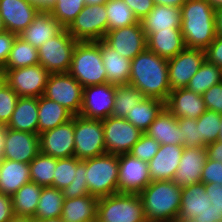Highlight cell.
<instances>
[{
    "mask_svg": "<svg viewBox=\"0 0 222 222\" xmlns=\"http://www.w3.org/2000/svg\"><path fill=\"white\" fill-rule=\"evenodd\" d=\"M108 31L140 23L123 0H109L105 4Z\"/></svg>",
    "mask_w": 222,
    "mask_h": 222,
    "instance_id": "40",
    "label": "cell"
},
{
    "mask_svg": "<svg viewBox=\"0 0 222 222\" xmlns=\"http://www.w3.org/2000/svg\"><path fill=\"white\" fill-rule=\"evenodd\" d=\"M64 200L62 190L51 186L42 187L41 196L33 218L46 219L61 217Z\"/></svg>",
    "mask_w": 222,
    "mask_h": 222,
    "instance_id": "36",
    "label": "cell"
},
{
    "mask_svg": "<svg viewBox=\"0 0 222 222\" xmlns=\"http://www.w3.org/2000/svg\"><path fill=\"white\" fill-rule=\"evenodd\" d=\"M211 206L205 192V184L200 182L182 187L180 211L176 222H190Z\"/></svg>",
    "mask_w": 222,
    "mask_h": 222,
    "instance_id": "24",
    "label": "cell"
},
{
    "mask_svg": "<svg viewBox=\"0 0 222 222\" xmlns=\"http://www.w3.org/2000/svg\"><path fill=\"white\" fill-rule=\"evenodd\" d=\"M109 0H85L86 5H101L106 4Z\"/></svg>",
    "mask_w": 222,
    "mask_h": 222,
    "instance_id": "61",
    "label": "cell"
},
{
    "mask_svg": "<svg viewBox=\"0 0 222 222\" xmlns=\"http://www.w3.org/2000/svg\"><path fill=\"white\" fill-rule=\"evenodd\" d=\"M74 115L43 95L38 98V135L71 120Z\"/></svg>",
    "mask_w": 222,
    "mask_h": 222,
    "instance_id": "32",
    "label": "cell"
},
{
    "mask_svg": "<svg viewBox=\"0 0 222 222\" xmlns=\"http://www.w3.org/2000/svg\"><path fill=\"white\" fill-rule=\"evenodd\" d=\"M41 222H63L61 217L41 219Z\"/></svg>",
    "mask_w": 222,
    "mask_h": 222,
    "instance_id": "65",
    "label": "cell"
},
{
    "mask_svg": "<svg viewBox=\"0 0 222 222\" xmlns=\"http://www.w3.org/2000/svg\"><path fill=\"white\" fill-rule=\"evenodd\" d=\"M17 34L9 31L0 33V68H3L11 52Z\"/></svg>",
    "mask_w": 222,
    "mask_h": 222,
    "instance_id": "50",
    "label": "cell"
},
{
    "mask_svg": "<svg viewBox=\"0 0 222 222\" xmlns=\"http://www.w3.org/2000/svg\"><path fill=\"white\" fill-rule=\"evenodd\" d=\"M219 140L222 141V113H220V131H219Z\"/></svg>",
    "mask_w": 222,
    "mask_h": 222,
    "instance_id": "66",
    "label": "cell"
},
{
    "mask_svg": "<svg viewBox=\"0 0 222 222\" xmlns=\"http://www.w3.org/2000/svg\"><path fill=\"white\" fill-rule=\"evenodd\" d=\"M180 11L185 47L205 50L216 37L215 8L208 0H187Z\"/></svg>",
    "mask_w": 222,
    "mask_h": 222,
    "instance_id": "2",
    "label": "cell"
},
{
    "mask_svg": "<svg viewBox=\"0 0 222 222\" xmlns=\"http://www.w3.org/2000/svg\"><path fill=\"white\" fill-rule=\"evenodd\" d=\"M222 213H219L211 204L208 209L191 220V222H220Z\"/></svg>",
    "mask_w": 222,
    "mask_h": 222,
    "instance_id": "55",
    "label": "cell"
},
{
    "mask_svg": "<svg viewBox=\"0 0 222 222\" xmlns=\"http://www.w3.org/2000/svg\"><path fill=\"white\" fill-rule=\"evenodd\" d=\"M200 140L205 144H210L219 140L220 114L206 110L197 120Z\"/></svg>",
    "mask_w": 222,
    "mask_h": 222,
    "instance_id": "42",
    "label": "cell"
},
{
    "mask_svg": "<svg viewBox=\"0 0 222 222\" xmlns=\"http://www.w3.org/2000/svg\"><path fill=\"white\" fill-rule=\"evenodd\" d=\"M14 217L12 196L0 192V222H8Z\"/></svg>",
    "mask_w": 222,
    "mask_h": 222,
    "instance_id": "54",
    "label": "cell"
},
{
    "mask_svg": "<svg viewBox=\"0 0 222 222\" xmlns=\"http://www.w3.org/2000/svg\"><path fill=\"white\" fill-rule=\"evenodd\" d=\"M42 186L30 181L12 195L15 217H34L41 196Z\"/></svg>",
    "mask_w": 222,
    "mask_h": 222,
    "instance_id": "33",
    "label": "cell"
},
{
    "mask_svg": "<svg viewBox=\"0 0 222 222\" xmlns=\"http://www.w3.org/2000/svg\"><path fill=\"white\" fill-rule=\"evenodd\" d=\"M105 4L85 5L67 28L78 42L103 40L108 32Z\"/></svg>",
    "mask_w": 222,
    "mask_h": 222,
    "instance_id": "9",
    "label": "cell"
},
{
    "mask_svg": "<svg viewBox=\"0 0 222 222\" xmlns=\"http://www.w3.org/2000/svg\"><path fill=\"white\" fill-rule=\"evenodd\" d=\"M207 159L206 147H184L173 181L180 187L200 183L203 166Z\"/></svg>",
    "mask_w": 222,
    "mask_h": 222,
    "instance_id": "22",
    "label": "cell"
},
{
    "mask_svg": "<svg viewBox=\"0 0 222 222\" xmlns=\"http://www.w3.org/2000/svg\"><path fill=\"white\" fill-rule=\"evenodd\" d=\"M83 88L68 72L51 73L43 96L56 101L76 116L81 111Z\"/></svg>",
    "mask_w": 222,
    "mask_h": 222,
    "instance_id": "10",
    "label": "cell"
},
{
    "mask_svg": "<svg viewBox=\"0 0 222 222\" xmlns=\"http://www.w3.org/2000/svg\"><path fill=\"white\" fill-rule=\"evenodd\" d=\"M85 5V0H56L48 11L63 28H68Z\"/></svg>",
    "mask_w": 222,
    "mask_h": 222,
    "instance_id": "41",
    "label": "cell"
},
{
    "mask_svg": "<svg viewBox=\"0 0 222 222\" xmlns=\"http://www.w3.org/2000/svg\"><path fill=\"white\" fill-rule=\"evenodd\" d=\"M183 150V145H160L158 152L148 162L151 181L173 180Z\"/></svg>",
    "mask_w": 222,
    "mask_h": 222,
    "instance_id": "20",
    "label": "cell"
},
{
    "mask_svg": "<svg viewBox=\"0 0 222 222\" xmlns=\"http://www.w3.org/2000/svg\"><path fill=\"white\" fill-rule=\"evenodd\" d=\"M5 31V28H4V25H3V22H2V18L0 16V33L4 32Z\"/></svg>",
    "mask_w": 222,
    "mask_h": 222,
    "instance_id": "67",
    "label": "cell"
},
{
    "mask_svg": "<svg viewBox=\"0 0 222 222\" xmlns=\"http://www.w3.org/2000/svg\"><path fill=\"white\" fill-rule=\"evenodd\" d=\"M221 83V70L215 64L209 63L206 59L199 70L190 79L187 89L202 95L211 86Z\"/></svg>",
    "mask_w": 222,
    "mask_h": 222,
    "instance_id": "38",
    "label": "cell"
},
{
    "mask_svg": "<svg viewBox=\"0 0 222 222\" xmlns=\"http://www.w3.org/2000/svg\"><path fill=\"white\" fill-rule=\"evenodd\" d=\"M18 98L19 96L6 83L0 88V125L8 124Z\"/></svg>",
    "mask_w": 222,
    "mask_h": 222,
    "instance_id": "46",
    "label": "cell"
},
{
    "mask_svg": "<svg viewBox=\"0 0 222 222\" xmlns=\"http://www.w3.org/2000/svg\"><path fill=\"white\" fill-rule=\"evenodd\" d=\"M37 5L41 10H49L56 0H28Z\"/></svg>",
    "mask_w": 222,
    "mask_h": 222,
    "instance_id": "59",
    "label": "cell"
},
{
    "mask_svg": "<svg viewBox=\"0 0 222 222\" xmlns=\"http://www.w3.org/2000/svg\"><path fill=\"white\" fill-rule=\"evenodd\" d=\"M201 182L204 184L213 182L222 185V162L207 159L203 166Z\"/></svg>",
    "mask_w": 222,
    "mask_h": 222,
    "instance_id": "49",
    "label": "cell"
},
{
    "mask_svg": "<svg viewBox=\"0 0 222 222\" xmlns=\"http://www.w3.org/2000/svg\"><path fill=\"white\" fill-rule=\"evenodd\" d=\"M205 59L212 64L222 67V38L215 37L205 49Z\"/></svg>",
    "mask_w": 222,
    "mask_h": 222,
    "instance_id": "51",
    "label": "cell"
},
{
    "mask_svg": "<svg viewBox=\"0 0 222 222\" xmlns=\"http://www.w3.org/2000/svg\"><path fill=\"white\" fill-rule=\"evenodd\" d=\"M106 152L114 155L130 153L143 132L125 118L102 119Z\"/></svg>",
    "mask_w": 222,
    "mask_h": 222,
    "instance_id": "12",
    "label": "cell"
},
{
    "mask_svg": "<svg viewBox=\"0 0 222 222\" xmlns=\"http://www.w3.org/2000/svg\"><path fill=\"white\" fill-rule=\"evenodd\" d=\"M115 99V85L104 83L83 88V103L79 116L105 119L111 116Z\"/></svg>",
    "mask_w": 222,
    "mask_h": 222,
    "instance_id": "15",
    "label": "cell"
},
{
    "mask_svg": "<svg viewBox=\"0 0 222 222\" xmlns=\"http://www.w3.org/2000/svg\"><path fill=\"white\" fill-rule=\"evenodd\" d=\"M101 55L106 70L107 81L112 85L129 84L131 60L101 40Z\"/></svg>",
    "mask_w": 222,
    "mask_h": 222,
    "instance_id": "27",
    "label": "cell"
},
{
    "mask_svg": "<svg viewBox=\"0 0 222 222\" xmlns=\"http://www.w3.org/2000/svg\"><path fill=\"white\" fill-rule=\"evenodd\" d=\"M220 70H221V82H222V67L220 68Z\"/></svg>",
    "mask_w": 222,
    "mask_h": 222,
    "instance_id": "69",
    "label": "cell"
},
{
    "mask_svg": "<svg viewBox=\"0 0 222 222\" xmlns=\"http://www.w3.org/2000/svg\"><path fill=\"white\" fill-rule=\"evenodd\" d=\"M205 192L213 207L222 213V185L213 182L205 184Z\"/></svg>",
    "mask_w": 222,
    "mask_h": 222,
    "instance_id": "53",
    "label": "cell"
},
{
    "mask_svg": "<svg viewBox=\"0 0 222 222\" xmlns=\"http://www.w3.org/2000/svg\"><path fill=\"white\" fill-rule=\"evenodd\" d=\"M155 5H165L181 8L187 0H152Z\"/></svg>",
    "mask_w": 222,
    "mask_h": 222,
    "instance_id": "58",
    "label": "cell"
},
{
    "mask_svg": "<svg viewBox=\"0 0 222 222\" xmlns=\"http://www.w3.org/2000/svg\"><path fill=\"white\" fill-rule=\"evenodd\" d=\"M182 187L173 180L151 181L138 195L147 222H176Z\"/></svg>",
    "mask_w": 222,
    "mask_h": 222,
    "instance_id": "3",
    "label": "cell"
},
{
    "mask_svg": "<svg viewBox=\"0 0 222 222\" xmlns=\"http://www.w3.org/2000/svg\"><path fill=\"white\" fill-rule=\"evenodd\" d=\"M5 127L38 134V97H19L15 110Z\"/></svg>",
    "mask_w": 222,
    "mask_h": 222,
    "instance_id": "26",
    "label": "cell"
},
{
    "mask_svg": "<svg viewBox=\"0 0 222 222\" xmlns=\"http://www.w3.org/2000/svg\"><path fill=\"white\" fill-rule=\"evenodd\" d=\"M86 159L82 160L76 167L75 178L70 185L62 189L64 198L73 199L89 194L86 182Z\"/></svg>",
    "mask_w": 222,
    "mask_h": 222,
    "instance_id": "45",
    "label": "cell"
},
{
    "mask_svg": "<svg viewBox=\"0 0 222 222\" xmlns=\"http://www.w3.org/2000/svg\"><path fill=\"white\" fill-rule=\"evenodd\" d=\"M29 222H41V219H36V218H30L29 217Z\"/></svg>",
    "mask_w": 222,
    "mask_h": 222,
    "instance_id": "68",
    "label": "cell"
},
{
    "mask_svg": "<svg viewBox=\"0 0 222 222\" xmlns=\"http://www.w3.org/2000/svg\"><path fill=\"white\" fill-rule=\"evenodd\" d=\"M208 159L222 162V141L217 140L206 146Z\"/></svg>",
    "mask_w": 222,
    "mask_h": 222,
    "instance_id": "56",
    "label": "cell"
},
{
    "mask_svg": "<svg viewBox=\"0 0 222 222\" xmlns=\"http://www.w3.org/2000/svg\"><path fill=\"white\" fill-rule=\"evenodd\" d=\"M97 203L98 199L90 194L65 198L61 219L63 222H97Z\"/></svg>",
    "mask_w": 222,
    "mask_h": 222,
    "instance_id": "29",
    "label": "cell"
},
{
    "mask_svg": "<svg viewBox=\"0 0 222 222\" xmlns=\"http://www.w3.org/2000/svg\"><path fill=\"white\" fill-rule=\"evenodd\" d=\"M181 11L178 7L155 5L140 23L148 36L150 33L164 30H181Z\"/></svg>",
    "mask_w": 222,
    "mask_h": 222,
    "instance_id": "25",
    "label": "cell"
},
{
    "mask_svg": "<svg viewBox=\"0 0 222 222\" xmlns=\"http://www.w3.org/2000/svg\"><path fill=\"white\" fill-rule=\"evenodd\" d=\"M41 9L28 0H0V16L6 31L21 33Z\"/></svg>",
    "mask_w": 222,
    "mask_h": 222,
    "instance_id": "19",
    "label": "cell"
},
{
    "mask_svg": "<svg viewBox=\"0 0 222 222\" xmlns=\"http://www.w3.org/2000/svg\"><path fill=\"white\" fill-rule=\"evenodd\" d=\"M40 152L54 158L74 156V117L54 129L39 134Z\"/></svg>",
    "mask_w": 222,
    "mask_h": 222,
    "instance_id": "17",
    "label": "cell"
},
{
    "mask_svg": "<svg viewBox=\"0 0 222 222\" xmlns=\"http://www.w3.org/2000/svg\"><path fill=\"white\" fill-rule=\"evenodd\" d=\"M145 134L155 139L160 145H181V134L177 118L166 108L151 123Z\"/></svg>",
    "mask_w": 222,
    "mask_h": 222,
    "instance_id": "31",
    "label": "cell"
},
{
    "mask_svg": "<svg viewBox=\"0 0 222 222\" xmlns=\"http://www.w3.org/2000/svg\"><path fill=\"white\" fill-rule=\"evenodd\" d=\"M77 42L67 28H64L37 49L39 64L50 73L69 72Z\"/></svg>",
    "mask_w": 222,
    "mask_h": 222,
    "instance_id": "8",
    "label": "cell"
},
{
    "mask_svg": "<svg viewBox=\"0 0 222 222\" xmlns=\"http://www.w3.org/2000/svg\"><path fill=\"white\" fill-rule=\"evenodd\" d=\"M31 181L29 164L15 160H0V192L12 196Z\"/></svg>",
    "mask_w": 222,
    "mask_h": 222,
    "instance_id": "28",
    "label": "cell"
},
{
    "mask_svg": "<svg viewBox=\"0 0 222 222\" xmlns=\"http://www.w3.org/2000/svg\"><path fill=\"white\" fill-rule=\"evenodd\" d=\"M68 73L83 87L107 83L101 40L77 42Z\"/></svg>",
    "mask_w": 222,
    "mask_h": 222,
    "instance_id": "4",
    "label": "cell"
},
{
    "mask_svg": "<svg viewBox=\"0 0 222 222\" xmlns=\"http://www.w3.org/2000/svg\"><path fill=\"white\" fill-rule=\"evenodd\" d=\"M8 222H29V217H14Z\"/></svg>",
    "mask_w": 222,
    "mask_h": 222,
    "instance_id": "63",
    "label": "cell"
},
{
    "mask_svg": "<svg viewBox=\"0 0 222 222\" xmlns=\"http://www.w3.org/2000/svg\"><path fill=\"white\" fill-rule=\"evenodd\" d=\"M57 158L41 152L29 163L31 181L42 187H53Z\"/></svg>",
    "mask_w": 222,
    "mask_h": 222,
    "instance_id": "39",
    "label": "cell"
},
{
    "mask_svg": "<svg viewBox=\"0 0 222 222\" xmlns=\"http://www.w3.org/2000/svg\"><path fill=\"white\" fill-rule=\"evenodd\" d=\"M40 153L39 135L5 127L3 159L29 164Z\"/></svg>",
    "mask_w": 222,
    "mask_h": 222,
    "instance_id": "18",
    "label": "cell"
},
{
    "mask_svg": "<svg viewBox=\"0 0 222 222\" xmlns=\"http://www.w3.org/2000/svg\"><path fill=\"white\" fill-rule=\"evenodd\" d=\"M4 137H5V126L0 125V160L2 159L3 156Z\"/></svg>",
    "mask_w": 222,
    "mask_h": 222,
    "instance_id": "60",
    "label": "cell"
},
{
    "mask_svg": "<svg viewBox=\"0 0 222 222\" xmlns=\"http://www.w3.org/2000/svg\"><path fill=\"white\" fill-rule=\"evenodd\" d=\"M208 1L214 8L222 6V0H208Z\"/></svg>",
    "mask_w": 222,
    "mask_h": 222,
    "instance_id": "64",
    "label": "cell"
},
{
    "mask_svg": "<svg viewBox=\"0 0 222 222\" xmlns=\"http://www.w3.org/2000/svg\"><path fill=\"white\" fill-rule=\"evenodd\" d=\"M159 147L160 144L155 139L143 133L129 154L148 163L158 152Z\"/></svg>",
    "mask_w": 222,
    "mask_h": 222,
    "instance_id": "47",
    "label": "cell"
},
{
    "mask_svg": "<svg viewBox=\"0 0 222 222\" xmlns=\"http://www.w3.org/2000/svg\"><path fill=\"white\" fill-rule=\"evenodd\" d=\"M118 170V155L105 153L86 159L89 194L99 199L119 193Z\"/></svg>",
    "mask_w": 222,
    "mask_h": 222,
    "instance_id": "5",
    "label": "cell"
},
{
    "mask_svg": "<svg viewBox=\"0 0 222 222\" xmlns=\"http://www.w3.org/2000/svg\"><path fill=\"white\" fill-rule=\"evenodd\" d=\"M81 161L75 156L57 159L53 187L62 190L69 186L75 178L76 167Z\"/></svg>",
    "mask_w": 222,
    "mask_h": 222,
    "instance_id": "43",
    "label": "cell"
},
{
    "mask_svg": "<svg viewBox=\"0 0 222 222\" xmlns=\"http://www.w3.org/2000/svg\"><path fill=\"white\" fill-rule=\"evenodd\" d=\"M207 110L222 113V82L202 94Z\"/></svg>",
    "mask_w": 222,
    "mask_h": 222,
    "instance_id": "48",
    "label": "cell"
},
{
    "mask_svg": "<svg viewBox=\"0 0 222 222\" xmlns=\"http://www.w3.org/2000/svg\"><path fill=\"white\" fill-rule=\"evenodd\" d=\"M63 29L48 10H40L32 23L19 33L18 36L38 49L43 43L58 35Z\"/></svg>",
    "mask_w": 222,
    "mask_h": 222,
    "instance_id": "23",
    "label": "cell"
},
{
    "mask_svg": "<svg viewBox=\"0 0 222 222\" xmlns=\"http://www.w3.org/2000/svg\"><path fill=\"white\" fill-rule=\"evenodd\" d=\"M164 108L165 102L153 98H143L137 105H134L125 119L145 133Z\"/></svg>",
    "mask_w": 222,
    "mask_h": 222,
    "instance_id": "34",
    "label": "cell"
},
{
    "mask_svg": "<svg viewBox=\"0 0 222 222\" xmlns=\"http://www.w3.org/2000/svg\"><path fill=\"white\" fill-rule=\"evenodd\" d=\"M147 48L166 59L175 57L185 48L181 30H164L150 33L147 36Z\"/></svg>",
    "mask_w": 222,
    "mask_h": 222,
    "instance_id": "30",
    "label": "cell"
},
{
    "mask_svg": "<svg viewBox=\"0 0 222 222\" xmlns=\"http://www.w3.org/2000/svg\"><path fill=\"white\" fill-rule=\"evenodd\" d=\"M6 83V75L2 68H0V88Z\"/></svg>",
    "mask_w": 222,
    "mask_h": 222,
    "instance_id": "62",
    "label": "cell"
},
{
    "mask_svg": "<svg viewBox=\"0 0 222 222\" xmlns=\"http://www.w3.org/2000/svg\"><path fill=\"white\" fill-rule=\"evenodd\" d=\"M103 40L130 60L147 48V36L141 23L110 30Z\"/></svg>",
    "mask_w": 222,
    "mask_h": 222,
    "instance_id": "16",
    "label": "cell"
},
{
    "mask_svg": "<svg viewBox=\"0 0 222 222\" xmlns=\"http://www.w3.org/2000/svg\"><path fill=\"white\" fill-rule=\"evenodd\" d=\"M119 193L139 194L150 182L148 163L131 154L118 155Z\"/></svg>",
    "mask_w": 222,
    "mask_h": 222,
    "instance_id": "14",
    "label": "cell"
},
{
    "mask_svg": "<svg viewBox=\"0 0 222 222\" xmlns=\"http://www.w3.org/2000/svg\"><path fill=\"white\" fill-rule=\"evenodd\" d=\"M165 108L176 118L186 117L196 120L207 110L202 95L186 87L171 90Z\"/></svg>",
    "mask_w": 222,
    "mask_h": 222,
    "instance_id": "21",
    "label": "cell"
},
{
    "mask_svg": "<svg viewBox=\"0 0 222 222\" xmlns=\"http://www.w3.org/2000/svg\"><path fill=\"white\" fill-rule=\"evenodd\" d=\"M216 37L222 38V6L215 8Z\"/></svg>",
    "mask_w": 222,
    "mask_h": 222,
    "instance_id": "57",
    "label": "cell"
},
{
    "mask_svg": "<svg viewBox=\"0 0 222 222\" xmlns=\"http://www.w3.org/2000/svg\"><path fill=\"white\" fill-rule=\"evenodd\" d=\"M143 98V94L130 84L115 85V99L111 116L126 118L134 105H137Z\"/></svg>",
    "mask_w": 222,
    "mask_h": 222,
    "instance_id": "37",
    "label": "cell"
},
{
    "mask_svg": "<svg viewBox=\"0 0 222 222\" xmlns=\"http://www.w3.org/2000/svg\"><path fill=\"white\" fill-rule=\"evenodd\" d=\"M140 21L154 8L152 0H123Z\"/></svg>",
    "mask_w": 222,
    "mask_h": 222,
    "instance_id": "52",
    "label": "cell"
},
{
    "mask_svg": "<svg viewBox=\"0 0 222 222\" xmlns=\"http://www.w3.org/2000/svg\"><path fill=\"white\" fill-rule=\"evenodd\" d=\"M177 122L181 134V145L187 148H197L206 146L200 140L196 119L180 117L177 118Z\"/></svg>",
    "mask_w": 222,
    "mask_h": 222,
    "instance_id": "44",
    "label": "cell"
},
{
    "mask_svg": "<svg viewBox=\"0 0 222 222\" xmlns=\"http://www.w3.org/2000/svg\"><path fill=\"white\" fill-rule=\"evenodd\" d=\"M74 156L79 160L107 153L104 143L102 119L74 116Z\"/></svg>",
    "mask_w": 222,
    "mask_h": 222,
    "instance_id": "7",
    "label": "cell"
},
{
    "mask_svg": "<svg viewBox=\"0 0 222 222\" xmlns=\"http://www.w3.org/2000/svg\"><path fill=\"white\" fill-rule=\"evenodd\" d=\"M3 71L6 75V84L19 97L42 96L51 74L40 64Z\"/></svg>",
    "mask_w": 222,
    "mask_h": 222,
    "instance_id": "11",
    "label": "cell"
},
{
    "mask_svg": "<svg viewBox=\"0 0 222 222\" xmlns=\"http://www.w3.org/2000/svg\"><path fill=\"white\" fill-rule=\"evenodd\" d=\"M129 84L136 87L144 98L166 103L171 92L168 59L146 48L131 60Z\"/></svg>",
    "mask_w": 222,
    "mask_h": 222,
    "instance_id": "1",
    "label": "cell"
},
{
    "mask_svg": "<svg viewBox=\"0 0 222 222\" xmlns=\"http://www.w3.org/2000/svg\"><path fill=\"white\" fill-rule=\"evenodd\" d=\"M204 61L205 50L187 47L168 59L170 89L185 88Z\"/></svg>",
    "mask_w": 222,
    "mask_h": 222,
    "instance_id": "13",
    "label": "cell"
},
{
    "mask_svg": "<svg viewBox=\"0 0 222 222\" xmlns=\"http://www.w3.org/2000/svg\"><path fill=\"white\" fill-rule=\"evenodd\" d=\"M97 222H147L141 198L130 193L99 198Z\"/></svg>",
    "mask_w": 222,
    "mask_h": 222,
    "instance_id": "6",
    "label": "cell"
},
{
    "mask_svg": "<svg viewBox=\"0 0 222 222\" xmlns=\"http://www.w3.org/2000/svg\"><path fill=\"white\" fill-rule=\"evenodd\" d=\"M39 64L38 50L18 35L13 42L11 52L3 70L23 68Z\"/></svg>",
    "mask_w": 222,
    "mask_h": 222,
    "instance_id": "35",
    "label": "cell"
}]
</instances>
